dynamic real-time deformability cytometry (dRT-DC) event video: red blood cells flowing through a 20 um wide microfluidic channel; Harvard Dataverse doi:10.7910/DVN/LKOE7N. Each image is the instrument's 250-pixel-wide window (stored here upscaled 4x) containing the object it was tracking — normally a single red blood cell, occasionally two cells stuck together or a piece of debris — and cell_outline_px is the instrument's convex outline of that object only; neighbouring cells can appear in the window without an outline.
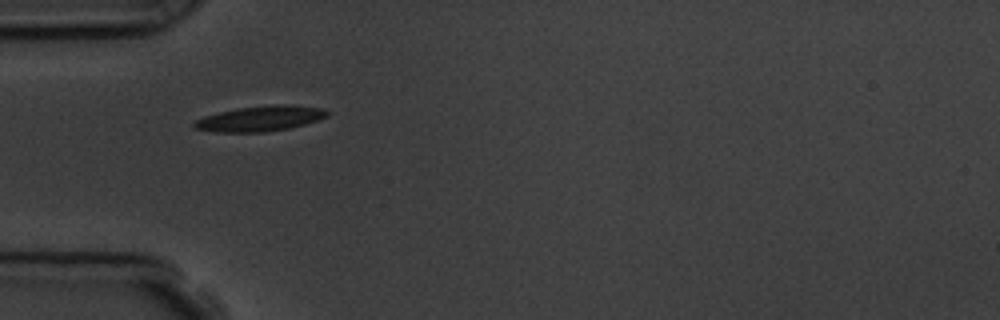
{"species": "common noctule bat (a hibernating species)", "species_latin": "Nyctalus noctula", "temperature_condition": "room temperature", "stored_images_in_passage": 12, "camera_frame_rate_fps": 3000, "um_per_image_px": 0.085, "animal": {"sex": "male", "body_mass_g": 19.5, "forearm_length_mm": 54.6}, "frame": {"image": 1, "passage_image": 1, "time_ms": 0.0, "image_size_px": [1000, 320], "cell_outline_px": [[328, 116], [304, 124], [288, 128], [264, 132], [216, 132], [192, 128], [192, 124], [196, 120], [204, 116], [236, 108], [276, 104], [288, 104], [324, 108], [328, 112]], "centroid_in_image_um": [22.09, 10.07], "position_along_channel_um": 62.9, "area_um2": 19.59}}
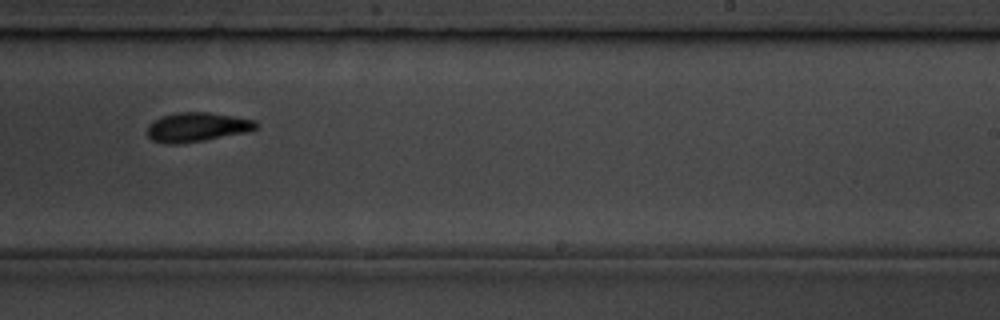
{"frame": {"image": 2, "passage_image": 6, "time_ms": 5.667, "image_size_px": [1000, 320], "cell_outline_px": [[260, 124], [256, 128], [244, 132], [204, 140], [176, 144], [164, 144], [152, 140], [148, 136], [148, 124], [152, 120], [160, 116], [176, 112], [208, 112], [256, 120]], "centroid_in_image_um": [16.69, 10.79], "position_along_channel_um": 272.3, "area_um2": 18.55}, "authors_computed_cell_mechanics": {"area_um2": 18.0625, "velocity_mm_per_s": 3.7264, "shape_relaxation_time_tau1_ms": 2.6243, "shape_relaxation_time_tau2_ms": 2.3508, "deformation_change_tau1": 0.1111, "deformation_change_tau2": 0.0804}}